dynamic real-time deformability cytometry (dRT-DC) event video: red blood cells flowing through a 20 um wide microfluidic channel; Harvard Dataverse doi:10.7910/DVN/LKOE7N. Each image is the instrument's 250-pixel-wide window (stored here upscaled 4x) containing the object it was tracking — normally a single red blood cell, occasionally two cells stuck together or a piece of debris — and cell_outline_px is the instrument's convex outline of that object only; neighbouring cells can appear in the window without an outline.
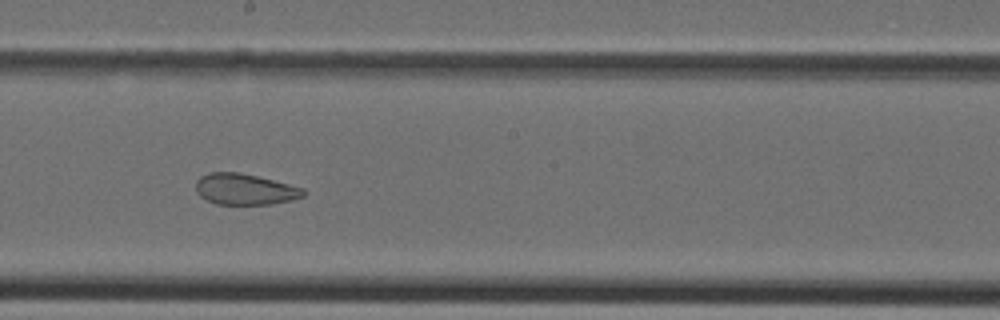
{"species": "Egyptian fruit bat (a non-hibernating species)", "species_latin": "Rousettus aegyptiacus", "temperature_condition": "cold", "stored_images_in_passage": 27, "camera_frame_rate_fps": 3000, "um_per_image_px": 0.085, "animal": {"sex": "female"}, "frame": {"image": 1, "passage_image": 10, "time_ms": 3.0, "image_size_px": [1000, 320], "cell_outline_px": [[308, 192], [304, 196], [292, 200], [272, 204], [216, 204], [200, 196], [196, 192], [196, 180], [200, 176], [208, 172], [240, 172], [304, 188]], "centroid_in_image_um": [20.82, 16.08], "position_along_channel_um": 227.4, "area_um2": 19.54}}
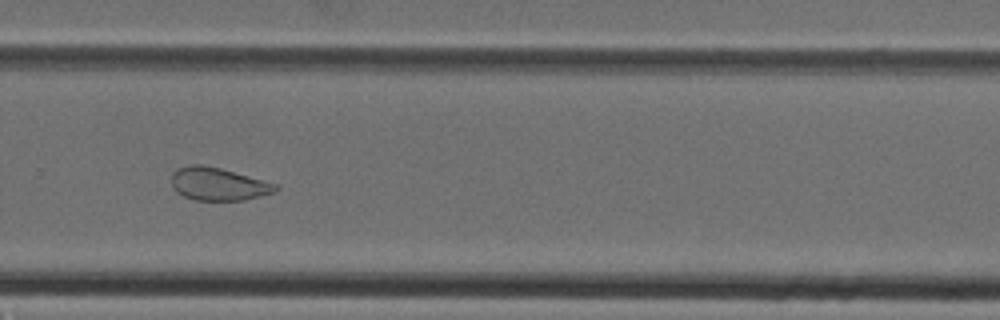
{"frame": {"image": 2, "passage_image": 15, "time_ms": 4.667, "image_size_px": [1000, 320], "cell_outline_px": [[280, 188], [276, 192], [244, 200], [192, 200], [176, 192], [172, 188], [172, 172], [176, 168], [188, 164], [200, 164], [220, 168], [280, 184]], "centroid_in_image_um": [18.56, 15.63], "position_along_channel_um": 311.2, "area_um2": 20.29}}
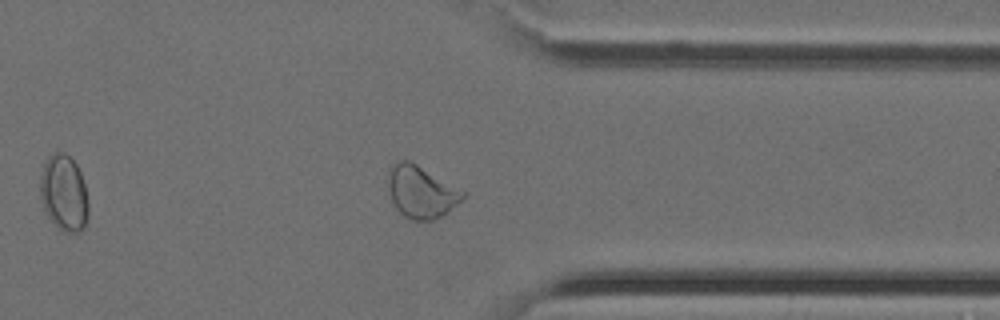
{"frame": {"image": 3, "passage_image": 19, "time_ms": 6.0, "image_size_px": [1000, 320], "cell_outline_px": [[468, 192], [456, 204], [440, 216], [432, 220], [412, 220], [404, 216], [396, 208], [392, 200], [388, 188], [388, 172], [392, 164], [400, 160], [408, 160], [416, 164]], "centroid_in_image_um": [35.78, 16.29], "position_along_channel_um": 375.6, "area_um2": 22.48}}